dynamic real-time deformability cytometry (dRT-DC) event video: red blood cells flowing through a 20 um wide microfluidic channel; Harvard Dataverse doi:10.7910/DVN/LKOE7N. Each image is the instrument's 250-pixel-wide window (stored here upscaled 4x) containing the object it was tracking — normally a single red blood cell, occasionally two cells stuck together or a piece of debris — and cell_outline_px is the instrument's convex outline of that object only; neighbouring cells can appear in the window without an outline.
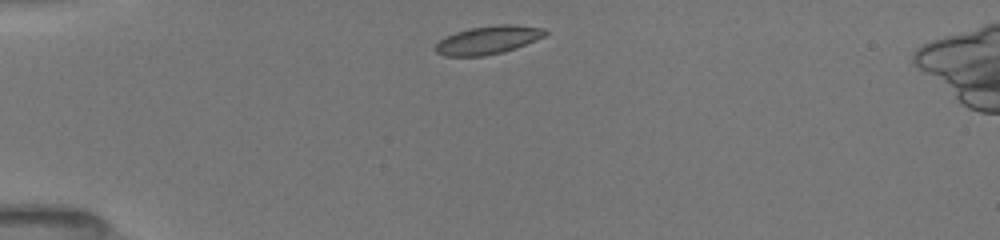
{"species": "common noctule bat (a hibernating species)", "species_latin": "Nyctalus noctula", "temperature_condition": "room temperature", "stored_images_in_passage": 2, "camera_frame_rate_fps": 3000, "um_per_image_px": 0.085, "animal": {"sex": "female", "body_mass_g": 19.5, "forearm_length_mm": 54.1}, "frame": {"image": 1, "passage_image": 1, "time_ms": 0.0, "image_size_px": [1000, 240], "cell_outline_px": [[548, 32], [544, 36], [516, 48], [504, 52], [484, 56], [444, 56], [436, 52], [432, 48], [440, 40], [456, 32], [468, 28], [496, 24], [516, 24], [544, 28]], "centroid_in_image_um": [41.48, 3.39], "position_along_channel_um": 43.5, "area_um2": 18.21}}